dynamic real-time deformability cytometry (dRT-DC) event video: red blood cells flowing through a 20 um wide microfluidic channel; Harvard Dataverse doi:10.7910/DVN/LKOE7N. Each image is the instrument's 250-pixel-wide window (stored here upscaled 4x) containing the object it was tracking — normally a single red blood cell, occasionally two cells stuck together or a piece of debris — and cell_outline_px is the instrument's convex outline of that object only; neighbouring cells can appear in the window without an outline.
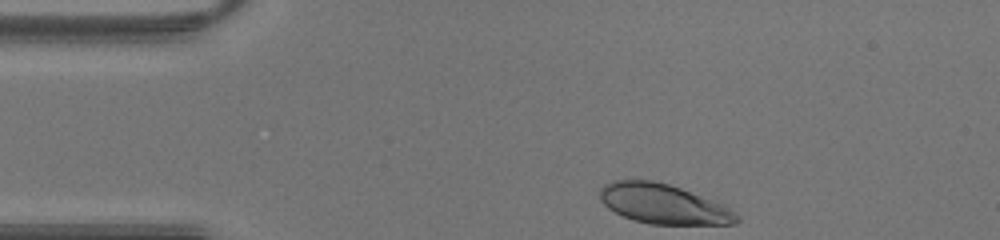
{"species": "human", "species_latin": "Homo sapiens", "temperature_condition": "warm", "stored_images_in_passage": 28, "camera_frame_rate_fps": 3000, "um_per_image_px": 0.085, "donor": {"sex": "male"}, "frame": {"image": 1, "passage_image": 1, "time_ms": 0.0, "image_size_px": [1000, 240], "cell_outline_px": [[740, 220], [736, 224], [652, 224], [632, 220], [608, 208], [600, 200], [600, 188], [604, 184], [612, 180], [652, 180], [668, 184], [720, 200], [736, 212], [740, 216]], "centroid_in_image_um": [56.47, 17.33], "position_along_channel_um": 28.5, "area_um2": 32.25}}
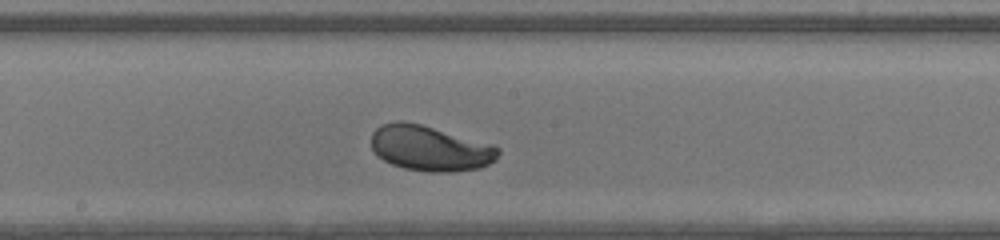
{"frame": {"image": 2, "passage_image": 16, "time_ms": 5.0, "image_size_px": [1000, 240], "cell_outline_px": [[500, 152], [496, 160], [480, 168], [452, 172], [428, 172], [404, 168], [392, 164], [384, 160], [372, 148], [372, 132], [380, 124], [396, 120], [404, 120], [420, 124], [496, 144], [500, 148]], "centroid_in_image_um": [36.6, 12.59], "position_along_channel_um": 211.6, "area_um2": 33.93}}
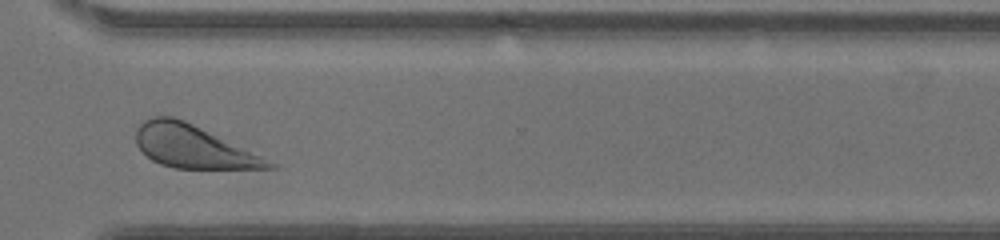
{"frame": {"image": 3, "passage_image": 25, "time_ms": 8.0, "image_size_px": [1000, 240], "cell_outline_px": [[280, 164], [276, 168], [176, 168], [160, 164], [152, 160], [136, 144], [136, 128], [144, 120], [152, 116], [172, 116], [184, 120]], "centroid_in_image_um": [16.42, 12.45], "position_along_channel_um": 354.2, "area_um2": 32.83}}